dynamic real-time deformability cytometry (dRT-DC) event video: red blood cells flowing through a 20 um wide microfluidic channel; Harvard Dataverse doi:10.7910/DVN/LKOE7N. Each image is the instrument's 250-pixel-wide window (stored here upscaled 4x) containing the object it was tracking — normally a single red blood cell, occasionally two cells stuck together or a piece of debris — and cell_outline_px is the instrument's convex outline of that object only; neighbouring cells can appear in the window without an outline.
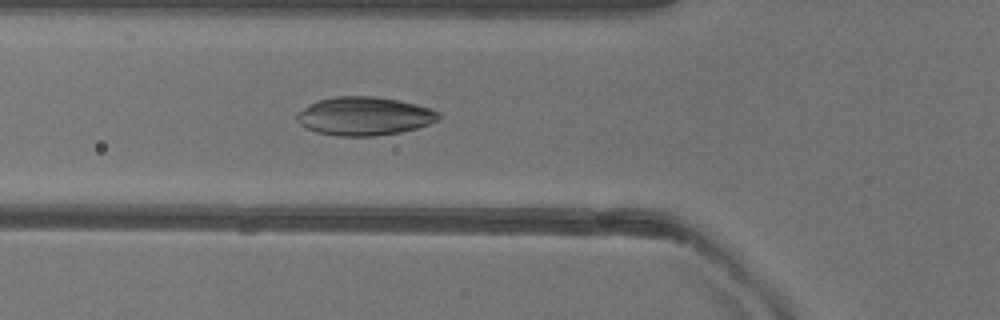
{"species": "common noctule bat (a hibernating species)", "species_latin": "Nyctalus noctula", "temperature_condition": "warm", "stored_images_in_passage": 50, "camera_frame_rate_fps": 3000, "um_per_image_px": 0.085, "animal": {"sex": "female"}, "frame": {"image": 1, "passage_image": 17, "time_ms": 5.333, "image_size_px": [1000, 320], "cell_outline_px": [[440, 116], [436, 120], [428, 124], [416, 128], [400, 132], [376, 136], [336, 136], [316, 132], [300, 124], [296, 120], [296, 116], [304, 108], [316, 100], [336, 96], [376, 96], [400, 100], [432, 108], [440, 112]], "centroid_in_image_um": [30.98, 9.86], "position_along_channel_um": 94.8, "area_um2": 31.85}}
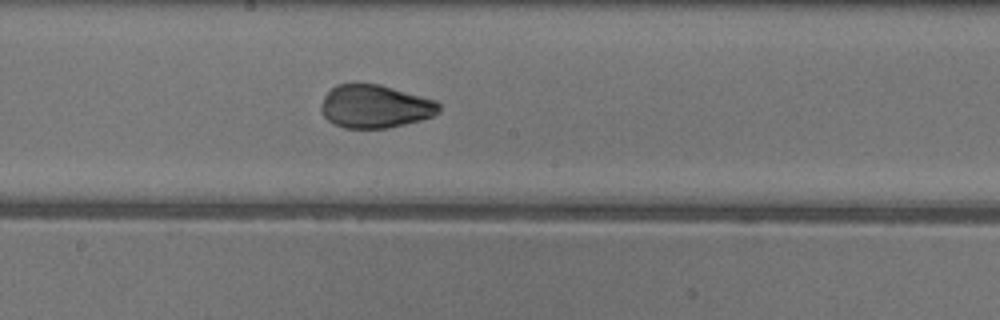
{"frame": {"image": 2, "passage_image": 26, "time_ms": 8.333, "image_size_px": [1000, 320], "cell_outline_px": [[440, 112], [432, 116], [420, 120], [404, 124], [384, 128], [344, 128], [328, 120], [320, 112], [320, 104], [324, 96], [336, 84], [380, 84], [436, 100], [440, 104]], "centroid_in_image_um": [31.87, 9.04], "position_along_channel_um": 216.3, "area_um2": 29.59}}
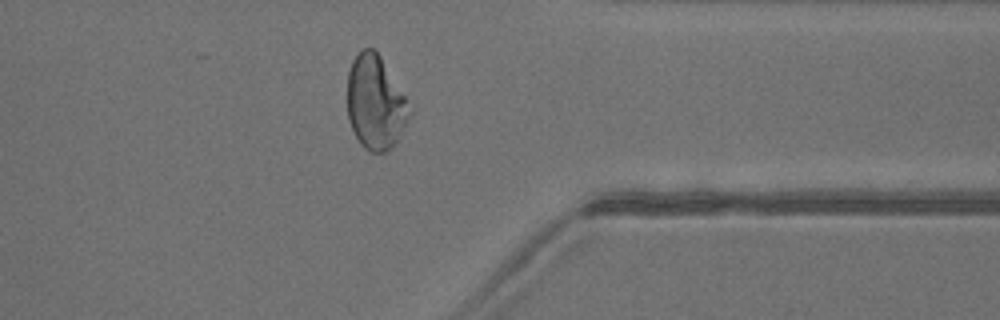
{"frame": {"image": 3, "passage_image": 39, "time_ms": 12.667, "image_size_px": [1000, 320], "cell_outline_px": [[412, 112], [392, 148], [384, 152], [372, 152], [364, 148], [360, 144], [348, 120], [348, 72], [352, 60], [364, 48], [376, 48], [404, 96]], "centroid_in_image_um": [31.89, 8.72], "position_along_channel_um": 379.5, "area_um2": 33.64}}